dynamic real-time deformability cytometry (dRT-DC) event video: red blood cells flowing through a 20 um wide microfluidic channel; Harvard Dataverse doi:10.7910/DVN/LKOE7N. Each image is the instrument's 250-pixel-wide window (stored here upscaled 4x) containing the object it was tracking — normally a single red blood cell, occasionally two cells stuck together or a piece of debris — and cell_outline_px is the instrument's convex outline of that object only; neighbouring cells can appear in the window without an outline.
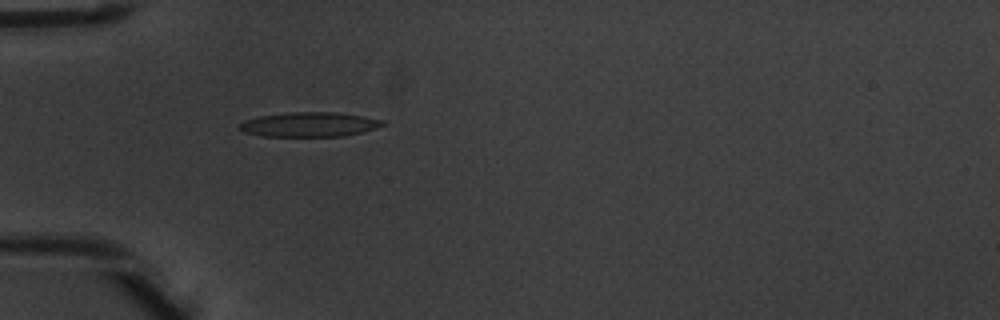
{"species": "common noctule bat (a hibernating species)", "species_latin": "Nyctalus noctula", "temperature_condition": "warm", "stored_images_in_passage": 5, "camera_frame_rate_fps": 3000, "um_per_image_px": 0.085, "animal": {"sex": "male", "body_mass_g": 20.1, "forearm_length_mm": 53.5}, "frame": {"image": 1, "passage_image": 5, "time_ms": 1.333, "image_size_px": [1000, 320], "cell_outline_px": [[388, 124], [376, 128], [344, 136], [260, 136], [244, 132], [240, 128], [240, 124], [244, 120], [260, 116], [288, 112], [336, 112], [384, 120]], "centroid_in_image_um": [26.3, 10.58], "position_along_channel_um": 58.7, "area_um2": 20.4}}